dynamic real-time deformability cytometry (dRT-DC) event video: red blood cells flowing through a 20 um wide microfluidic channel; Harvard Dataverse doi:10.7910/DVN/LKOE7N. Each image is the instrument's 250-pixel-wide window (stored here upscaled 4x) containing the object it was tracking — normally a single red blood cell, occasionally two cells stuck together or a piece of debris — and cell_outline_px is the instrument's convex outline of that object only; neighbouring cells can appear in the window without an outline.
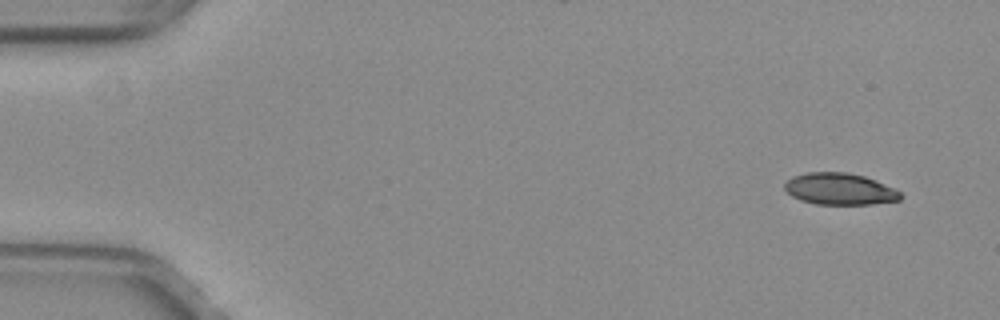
{"species": "common noctule bat (a hibernating species)", "species_latin": "Nyctalus noctula", "temperature_condition": "warm", "stored_images_in_passage": 18, "camera_frame_rate_fps": 3000, "um_per_image_px": 0.085, "animal": {"sex": "female", "body_mass_g": 29.2, "forearm_length_mm": 56.3}, "frame": {"image": 1, "passage_image": 1, "time_ms": 0.0, "image_size_px": [1000, 320], "cell_outline_px": [[904, 196], [900, 200], [872, 204], [816, 204], [800, 200], [792, 196], [784, 188], [784, 184], [792, 176], [808, 172], [848, 172], [864, 176], [876, 180], [896, 188]], "centroid_in_image_um": [71.41, 16.06], "position_along_channel_um": 13.6, "area_um2": 21.56}}
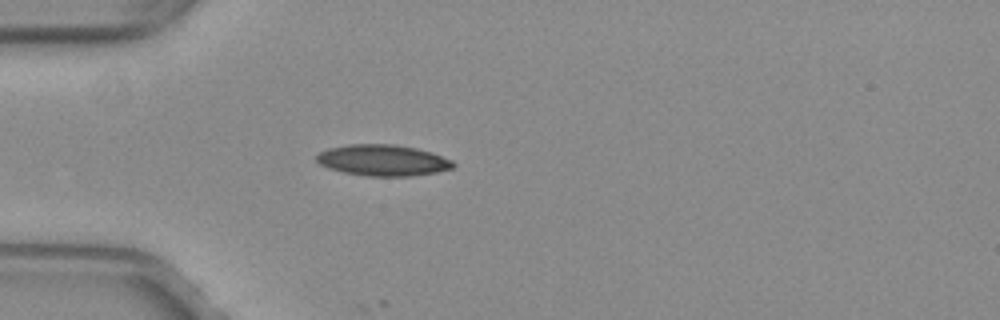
{"frame": {"image": 2, "passage_image": 13, "time_ms": 4.0, "image_size_px": [1000, 320], "cell_outline_px": [[456, 164], [452, 168], [436, 172], [412, 176], [368, 176], [344, 172], [328, 168], [320, 164], [316, 160], [316, 156], [320, 152], [328, 148], [348, 144], [392, 144], [416, 148], [432, 152], [452, 160]], "centroid_in_image_um": [32.54, 13.62], "position_along_channel_um": 52.5, "area_um2": 24.8}}